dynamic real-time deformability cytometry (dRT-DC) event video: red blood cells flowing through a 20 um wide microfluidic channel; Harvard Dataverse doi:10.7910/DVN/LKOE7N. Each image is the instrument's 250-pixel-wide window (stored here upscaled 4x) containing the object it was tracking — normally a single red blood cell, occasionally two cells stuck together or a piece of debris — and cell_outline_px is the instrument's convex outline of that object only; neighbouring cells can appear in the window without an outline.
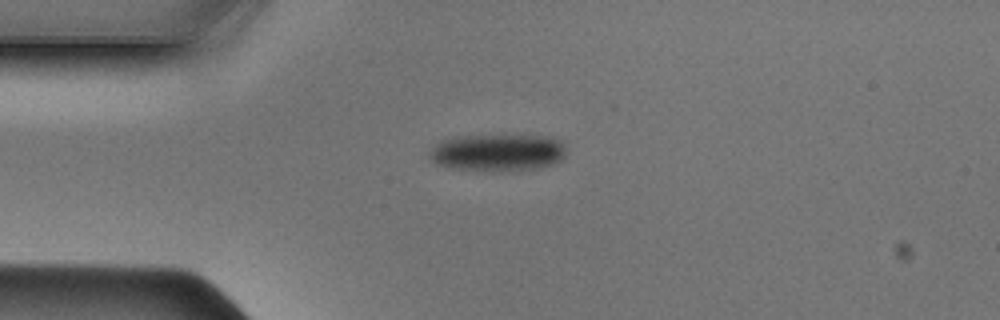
{"species": "Egyptian fruit bat (a non-hibernating species)", "species_latin": "Rousettus aegyptiacus", "temperature_condition": "cold", "stored_images_in_passage": 38, "camera_frame_rate_fps": 3000, "um_per_image_px": 0.085, "animal": {"sex": "male"}, "frame": {"image": 1, "passage_image": 1, "time_ms": 0.0, "image_size_px": [1000, 320], "cell_outline_px": [[564, 156], [560, 160], [552, 164], [540, 168], [448, 168], [436, 164], [428, 156], [428, 152], [440, 140], [452, 136], [504, 132], [556, 136], [564, 140]], "centroid_in_image_um": [42.32, 12.83], "position_along_channel_um": 42.7, "area_um2": 30.35}}
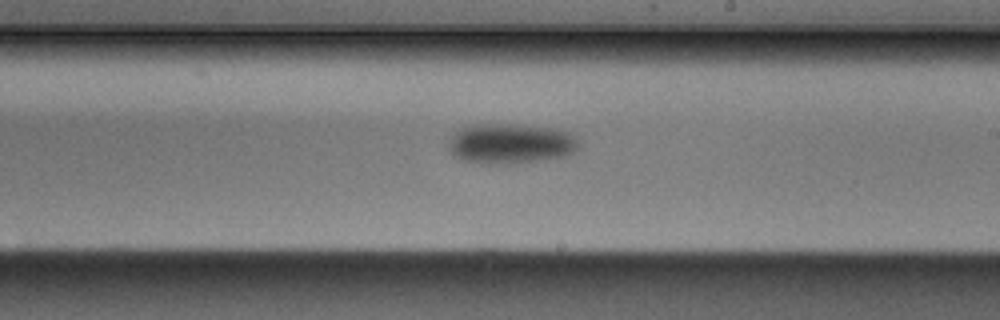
{"frame": {"image": 2, "passage_image": 17, "time_ms": 5.333, "image_size_px": [1000, 320], "cell_outline_px": [[580, 144], [572, 152], [560, 156], [540, 160], [512, 164], [492, 164], [464, 160], [456, 156], [452, 152], [452, 136], [460, 128], [472, 124], [516, 124], [556, 128], [568, 132]], "centroid_in_image_um": [43.42, 12.19], "position_along_channel_um": 245.6, "area_um2": 29.94}}
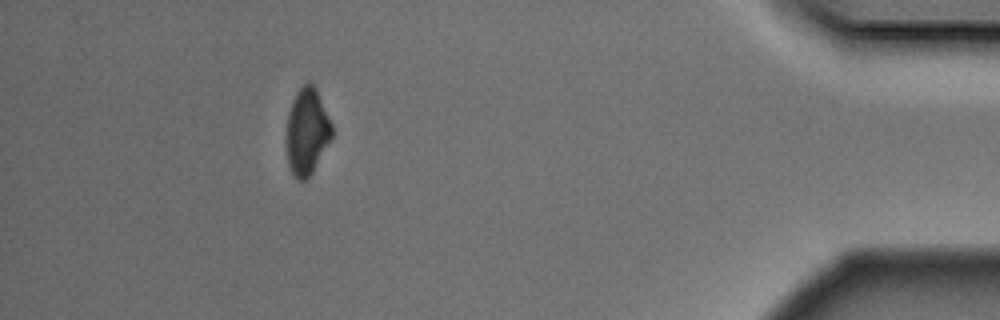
{"frame": {"image": 3, "passage_image": 33, "time_ms": 10.667, "image_size_px": [1000, 320], "cell_outline_px": [[332, 136], [312, 172], [304, 180], [296, 180], [288, 164], [288, 112], [292, 100], [296, 92], [308, 80], [316, 88], [332, 124]], "centroid_in_image_um": [26.1, 11.14], "position_along_channel_um": 409.1, "area_um2": 22.37}}